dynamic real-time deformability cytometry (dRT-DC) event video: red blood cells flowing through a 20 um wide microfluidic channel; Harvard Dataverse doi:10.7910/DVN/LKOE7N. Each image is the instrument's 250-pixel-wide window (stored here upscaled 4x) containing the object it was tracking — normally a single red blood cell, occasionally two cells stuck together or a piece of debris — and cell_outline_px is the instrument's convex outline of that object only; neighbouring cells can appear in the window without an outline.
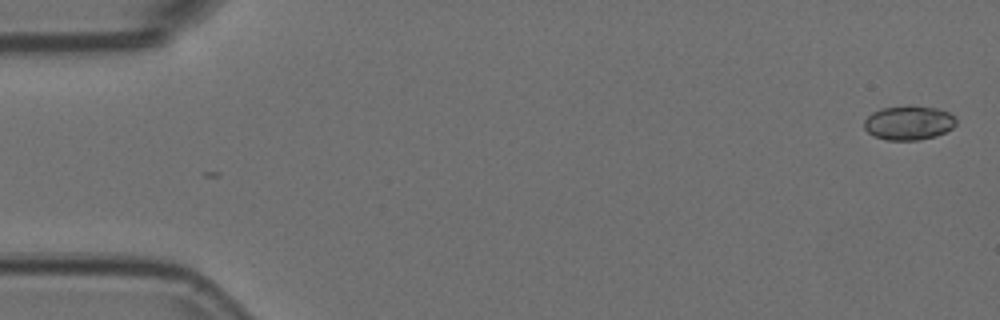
{"species": "Egyptian fruit bat (a non-hibernating species)", "species_latin": "Rousettus aegyptiacus", "temperature_condition": "room temperature", "stored_images_in_passage": 2, "camera_frame_rate_fps": 3000, "um_per_image_px": 0.085, "animal": {"sex": "female"}, "frame": {"image": 1, "passage_image": 2, "time_ms": 0.333, "image_size_px": [1000, 320], "cell_outline_px": [[956, 124], [952, 128], [936, 136], [916, 140], [888, 140], [876, 136], [868, 132], [864, 128], [864, 120], [872, 112], [884, 108], [936, 108], [948, 112], [956, 116]], "centroid_in_image_um": [77.25, 10.47], "position_along_channel_um": 7.7, "area_um2": 17.69}}